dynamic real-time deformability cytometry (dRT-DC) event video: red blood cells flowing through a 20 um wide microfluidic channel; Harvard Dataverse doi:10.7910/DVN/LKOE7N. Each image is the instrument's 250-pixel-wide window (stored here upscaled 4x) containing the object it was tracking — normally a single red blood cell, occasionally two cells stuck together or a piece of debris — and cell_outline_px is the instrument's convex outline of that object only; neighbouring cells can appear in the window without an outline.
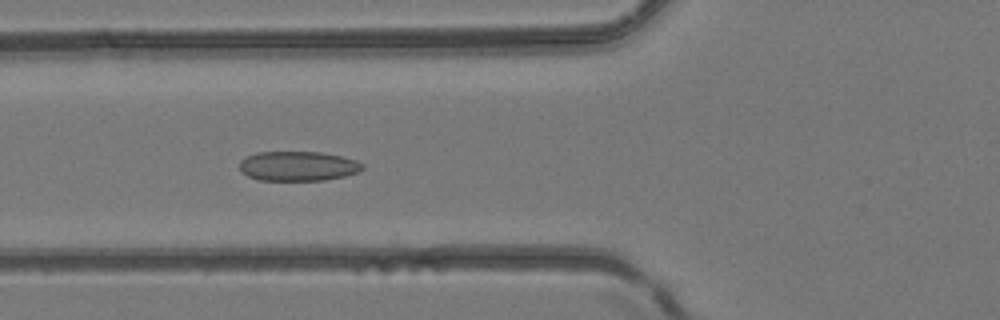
{"species": "common noctule bat (a hibernating species)", "species_latin": "Nyctalus noctula", "temperature_condition": "room temperature", "stored_images_in_passage": 4, "camera_frame_rate_fps": 3000, "um_per_image_px": 0.085, "animal": {"sex": "female", "body_mass_g": 24.6, "forearm_length_mm": 56.2}, "frame": {"image": 1, "passage_image": 4, "time_ms": 3.333, "image_size_px": [1000, 320], "cell_outline_px": [[364, 168], [360, 172], [344, 176], [324, 180], [260, 180], [248, 176], [240, 172], [240, 160], [256, 152], [320, 152], [340, 156], [356, 160], [364, 164]], "centroid_in_image_um": [25.34, 14.12], "position_along_channel_um": 100.5, "area_um2": 21.27}}